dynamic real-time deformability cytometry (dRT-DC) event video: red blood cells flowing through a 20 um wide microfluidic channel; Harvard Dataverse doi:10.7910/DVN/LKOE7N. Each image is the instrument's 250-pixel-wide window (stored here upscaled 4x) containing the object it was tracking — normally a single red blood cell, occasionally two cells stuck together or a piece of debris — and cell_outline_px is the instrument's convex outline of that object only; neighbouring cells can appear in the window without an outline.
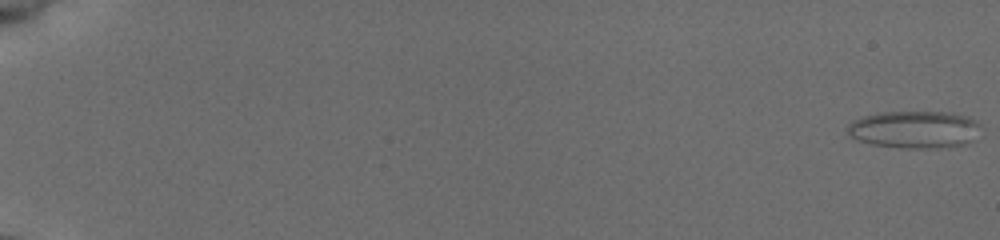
{"species": "common noctule bat (a hibernating species)", "species_latin": "Nyctalus noctula", "temperature_condition": "cold", "stored_images_in_passage": 56, "camera_frame_rate_fps": 3000, "um_per_image_px": 0.085, "animal": {"sex": "female", "body_mass_g": 19.5, "forearm_length_mm": 54.1}, "frame": {"image": 1, "passage_image": 1, "time_ms": 0.0, "image_size_px": [1000, 240], "cell_outline_px": [[984, 128], [972, 140], [964, 144], [948, 148], [900, 148], [872, 144], [860, 140], [852, 136], [848, 132], [848, 124], [852, 120], [864, 116], [884, 112], [952, 112], [968, 116], [976, 120]], "centroid_in_image_um": [77.82, 11.01], "position_along_channel_um": 7.2, "area_um2": 29.3}}
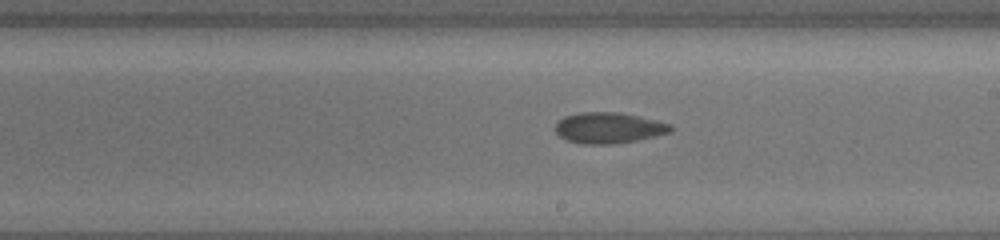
{"frame": {"image": 2, "passage_image": 35, "time_ms": 11.333, "image_size_px": [1000, 240], "cell_outline_px": [[672, 128], [668, 132], [636, 140], [612, 144], [580, 144], [568, 140], [560, 136], [556, 132], [556, 124], [564, 116], [576, 112], [620, 112], [672, 124]], "centroid_in_image_um": [51.69, 10.86], "position_along_channel_um": 237.3, "area_um2": 20.52}}
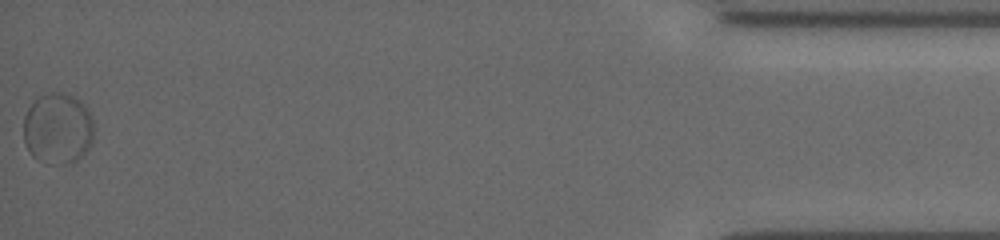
{"frame": {"image": 3, "passage_image": 56, "time_ms": 18.333, "image_size_px": [1000, 240], "cell_outline_px": [[92, 144], [72, 164], [52, 164], [36, 160], [32, 156], [24, 144], [24, 116], [32, 100], [40, 96], [52, 92], [60, 92], [72, 96], [80, 100], [84, 104], [92, 120]], "centroid_in_image_um": [4.88, 10.94], "position_along_channel_um": 430.3, "area_um2": 29.3}, "authors_computed_cell_mechanics": {"area_um2": 21.5016, "velocity_mm_per_s": 3.8668, "shape_relaxation_time_tau1_ms": 7.0244, "shape_relaxation_time_tau2_ms": null, "deformation_change_tau1": 0.1044, "deformation_change_tau2": null}}